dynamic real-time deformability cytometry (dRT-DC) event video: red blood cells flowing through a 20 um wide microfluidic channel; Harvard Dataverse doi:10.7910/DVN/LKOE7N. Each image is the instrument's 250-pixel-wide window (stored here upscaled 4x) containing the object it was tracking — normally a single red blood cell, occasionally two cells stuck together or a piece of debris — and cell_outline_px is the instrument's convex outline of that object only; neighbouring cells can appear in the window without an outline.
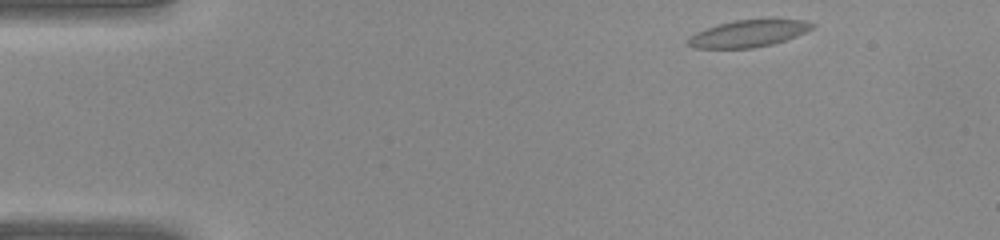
{"species": "common noctule bat (a hibernating species)", "species_latin": "Nyctalus noctula", "temperature_condition": "warm", "stored_images_in_passage": 37, "camera_frame_rate_fps": 3000, "um_per_image_px": 0.085, "animal": {"sex": "female", "body_mass_g": 22.0, "forearm_length_mm": 56.7}, "frame": {"image": 1, "passage_image": 1, "time_ms": 0.0, "image_size_px": [1000, 240], "cell_outline_px": [[816, 24], [812, 28], [796, 36], [772, 44], [752, 48], [696, 48], [688, 44], [688, 36], [696, 32], [720, 24], [736, 20], [804, 20]], "centroid_in_image_um": [63.6, 2.86], "position_along_channel_um": 21.4, "area_um2": 19.02}}
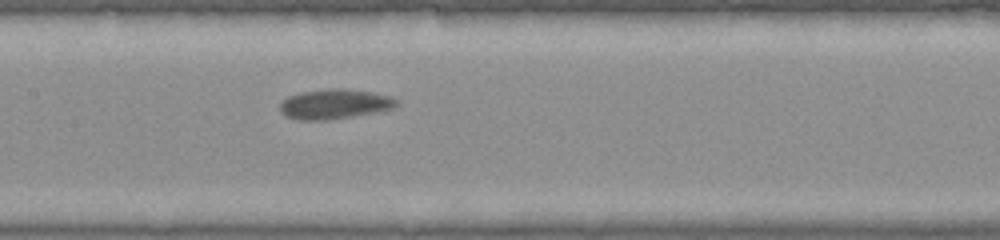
{"frame": {"image": 2, "passage_image": 16, "time_ms": 5.0, "image_size_px": [1000, 240], "cell_outline_px": [[396, 104], [392, 108], [352, 116], [328, 120], [300, 120], [288, 116], [280, 112], [280, 104], [288, 96], [300, 92], [332, 88], [344, 88], [372, 92], [388, 96], [396, 100]], "centroid_in_image_um": [28.38, 8.83], "position_along_channel_um": 179.0, "area_um2": 19.88}}
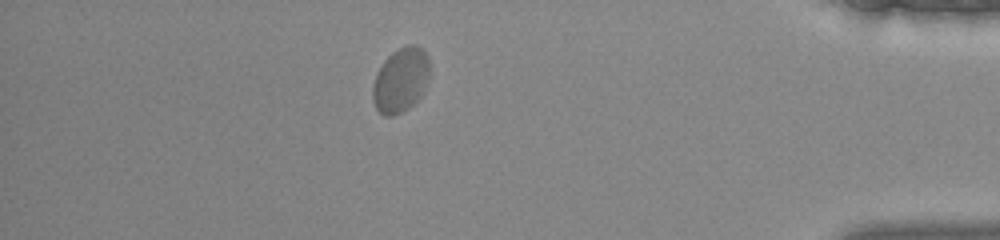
{"frame": {"image": 3, "passage_image": 32, "time_ms": 10.333, "image_size_px": [1000, 240], "cell_outline_px": [[428, 84], [424, 92], [408, 108], [392, 116], [384, 116], [376, 108], [372, 100], [372, 88], [376, 72], [384, 60], [392, 52], [408, 44], [416, 44], [428, 56]], "centroid_in_image_um": [34.04, 6.8], "position_along_channel_um": 401.2, "area_um2": 21.44}}